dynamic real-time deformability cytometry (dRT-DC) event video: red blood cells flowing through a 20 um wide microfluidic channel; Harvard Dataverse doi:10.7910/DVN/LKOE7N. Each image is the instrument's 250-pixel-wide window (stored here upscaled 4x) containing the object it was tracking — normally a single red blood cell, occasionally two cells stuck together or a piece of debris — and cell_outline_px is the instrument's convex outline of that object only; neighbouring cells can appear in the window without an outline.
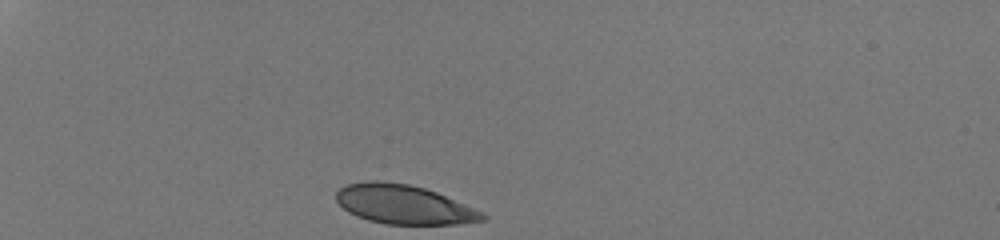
{"species": "human", "species_latin": "Homo sapiens", "temperature_condition": "room temperature", "stored_images_in_passage": 30, "camera_frame_rate_fps": 3000, "um_per_image_px": 0.085, "donor": {"sex": "male"}, "frame": {"image": 1, "passage_image": 1, "time_ms": 0.0, "image_size_px": [1000, 240], "cell_outline_px": [[488, 220], [460, 224], [384, 224], [368, 220], [356, 216], [348, 212], [336, 200], [336, 192], [340, 188], [348, 184], [368, 180], [380, 180], [408, 184], [424, 188], [436, 192], [484, 212], [488, 216]], "centroid_in_image_um": [34.35, 17.38], "position_along_channel_um": 50.7, "area_um2": 33.52}}
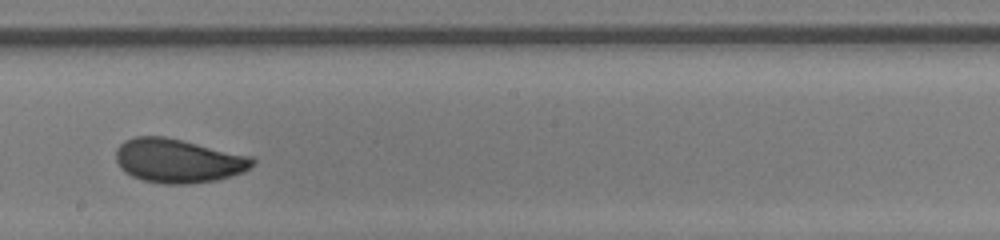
{"frame": {"image": 2, "passage_image": 18, "time_ms": 5.667, "image_size_px": [1000, 240], "cell_outline_px": [[256, 160], [244, 172], [216, 180], [188, 184], [164, 184], [144, 180], [132, 176], [124, 172], [120, 168], [116, 160], [116, 148], [124, 140], [136, 136], [164, 136], [252, 156]], "centroid_in_image_um": [15.12, 13.66], "position_along_channel_um": 233.1, "area_um2": 34.97}}
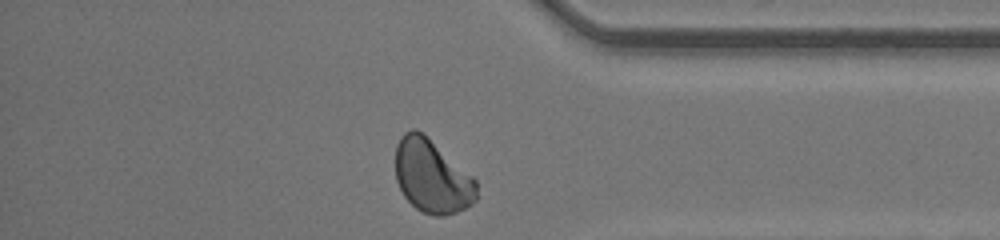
{"frame": {"image": 3, "passage_image": 30, "time_ms": 9.667, "image_size_px": [1000, 240], "cell_outline_px": [[476, 200], [472, 204], [456, 212], [444, 216], [436, 216], [424, 212], [416, 208], [404, 196], [396, 180], [396, 144], [400, 136], [404, 132], [412, 128], [416, 128], [472, 176], [476, 180]], "centroid_in_image_um": [36.69, 15.0], "position_along_channel_um": 398.5, "area_um2": 34.22}, "authors_computed_cell_mechanics": {"area_um2": 34.68, "velocity_mm_per_s": 4.2696, "shape_relaxation_time_tau1_ms": 2.6252, "shape_relaxation_time_tau2_ms": null, "deformation_change_tau1": 0.1151, "deformation_change_tau2": null}}